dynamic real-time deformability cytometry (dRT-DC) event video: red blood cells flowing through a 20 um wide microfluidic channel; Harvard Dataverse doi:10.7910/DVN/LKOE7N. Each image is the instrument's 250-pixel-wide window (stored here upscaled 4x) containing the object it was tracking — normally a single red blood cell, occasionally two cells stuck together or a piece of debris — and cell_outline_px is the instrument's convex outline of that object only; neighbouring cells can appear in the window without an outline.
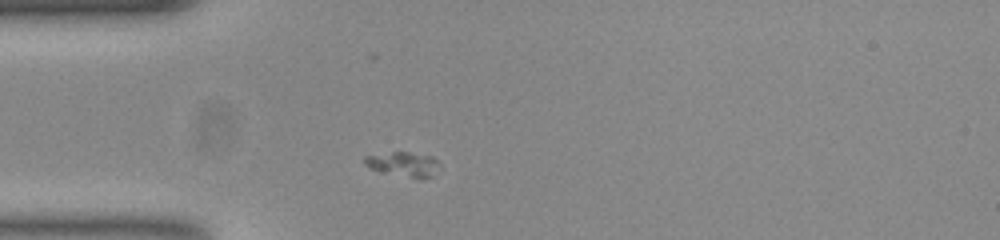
{"species": "common noctule bat (a hibernating species)", "species_latin": "Nyctalus noctula", "temperature_condition": "room temperature", "stored_images_in_passage": 35, "camera_frame_rate_fps": 3000, "um_per_image_px": 0.085, "animal": {"sex": "female", "body_mass_g": 23.0, "forearm_length_mm": 53.4}, "frame": {"image": 1, "passage_image": 5, "time_ms": 1.333, "image_size_px": [1000, 240], "cell_outline_px": [[440, 164], [432, 176], [420, 180], [380, 172], [364, 164], [364, 156], [392, 152], [408, 152], [432, 156]], "centroid_in_image_um": [34.3, 13.98], "position_along_channel_um": 50.7, "area_um2": 10.87}}
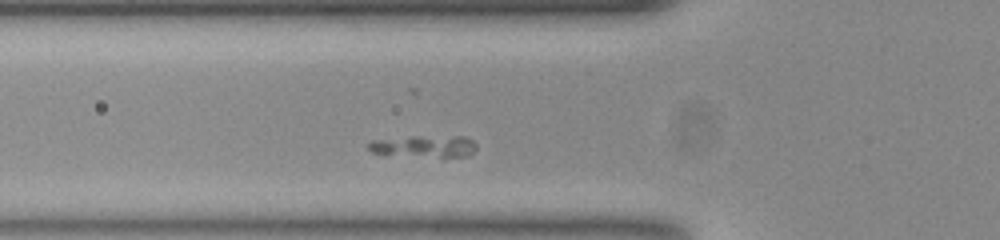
{"frame": {"image": 2, "passage_image": 9, "time_ms": 2.667, "image_size_px": [1000, 240], "cell_outline_px": [[476, 148], [468, 156], [440, 156], [372, 152], [368, 148], [368, 144], [372, 140], [412, 136], [464, 136], [472, 140], [476, 144]], "centroid_in_image_um": [36.13, 12.39], "position_along_channel_um": 89.7, "area_um2": 13.18}}
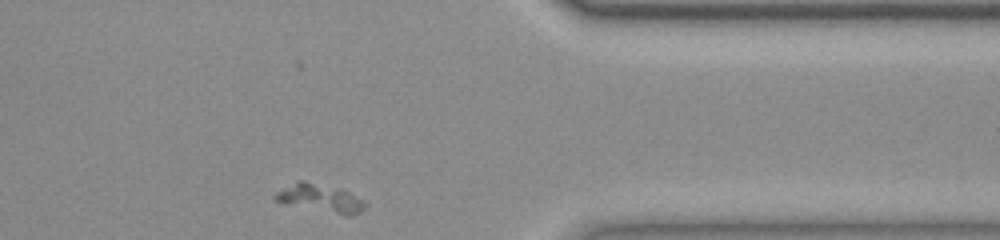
{"frame": {"image": 3, "passage_image": 35, "time_ms": 11.333, "image_size_px": [1000, 240], "cell_outline_px": [[368, 204], [360, 212], [352, 216], [344, 216], [280, 204], [272, 196], [276, 192], [296, 180], [304, 180], [340, 188], [364, 200]], "centroid_in_image_um": [27.2, 16.87], "position_along_channel_um": 384.2, "area_um2": 15.32}}